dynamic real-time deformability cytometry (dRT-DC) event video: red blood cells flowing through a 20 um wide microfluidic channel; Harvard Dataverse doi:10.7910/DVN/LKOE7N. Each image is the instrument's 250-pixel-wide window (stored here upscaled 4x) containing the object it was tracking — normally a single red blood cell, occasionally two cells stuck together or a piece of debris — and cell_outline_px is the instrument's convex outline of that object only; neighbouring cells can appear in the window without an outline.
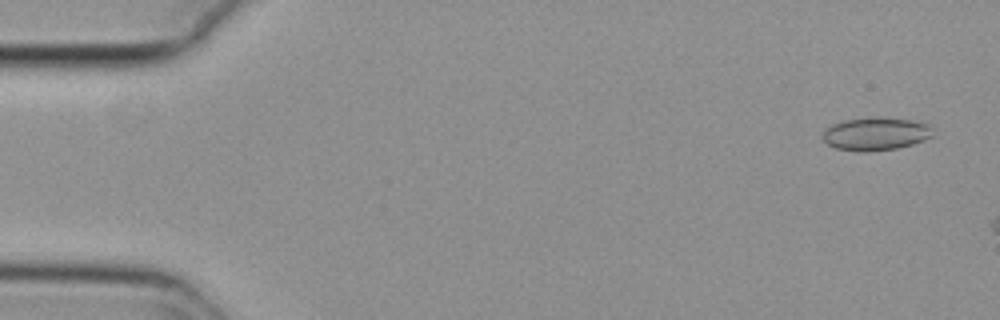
{"species": "common noctule bat (a hibernating species)", "species_latin": "Nyctalus noctula", "temperature_condition": "cold", "stored_images_in_passage": 9, "camera_frame_rate_fps": 3000, "um_per_image_px": 0.085, "animal": {"sex": "female", "body_mass_g": 29.2, "forearm_length_mm": 56.3}, "frame": {"image": 1, "passage_image": 3, "time_ms": 0.667, "image_size_px": [1000, 320], "cell_outline_px": [[932, 136], [924, 140], [912, 144], [896, 148], [864, 152], [860, 152], [836, 148], [828, 144], [824, 140], [824, 128], [832, 124], [844, 120], [876, 116], [912, 120], [928, 124]], "centroid_in_image_um": [74.4, 11.36], "position_along_channel_um": 10.6, "area_um2": 21.1}}